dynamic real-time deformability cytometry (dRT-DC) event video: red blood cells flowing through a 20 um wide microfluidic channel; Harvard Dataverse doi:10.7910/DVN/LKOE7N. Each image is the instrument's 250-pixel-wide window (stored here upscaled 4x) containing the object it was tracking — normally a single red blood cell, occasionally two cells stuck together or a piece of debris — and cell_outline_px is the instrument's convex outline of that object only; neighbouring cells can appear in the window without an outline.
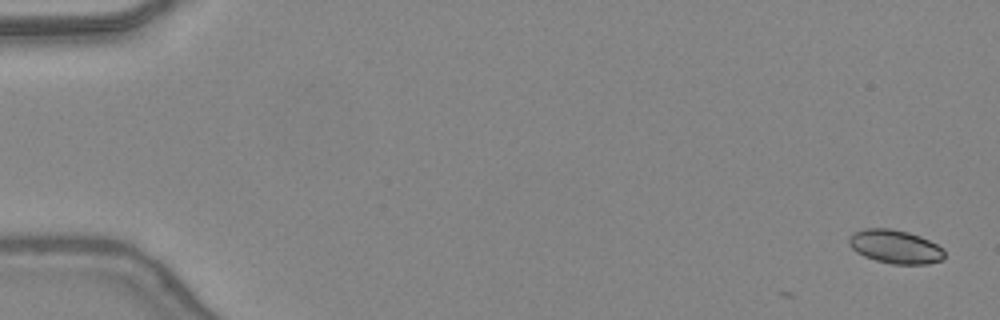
{"species": "common noctule bat (a hibernating species)", "species_latin": "Nyctalus noctula", "temperature_condition": "warm", "stored_images_in_passage": 2, "camera_frame_rate_fps": 3000, "um_per_image_px": 0.085, "animal": {"sex": "female", "body_mass_g": 24.6, "forearm_length_mm": 56.2}, "frame": {"image": 1, "passage_image": 2, "time_ms": 0.333, "image_size_px": [1000, 320], "cell_outline_px": [[944, 256], [940, 260], [928, 264], [892, 264], [876, 260], [864, 256], [856, 252], [848, 244], [848, 240], [856, 232], [864, 228], [888, 228], [908, 232], [920, 236], [944, 248]], "centroid_in_image_um": [76.1, 20.97], "position_along_channel_um": 8.9, "area_um2": 18.55}}